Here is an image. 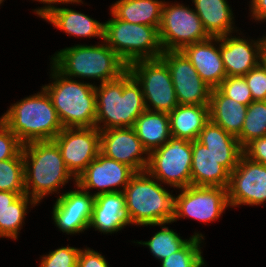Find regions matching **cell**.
<instances>
[{
  "mask_svg": "<svg viewBox=\"0 0 266 267\" xmlns=\"http://www.w3.org/2000/svg\"><path fill=\"white\" fill-rule=\"evenodd\" d=\"M95 92V127L99 130L133 127L146 110L141 85L128 70L117 79L95 86Z\"/></svg>",
  "mask_w": 266,
  "mask_h": 267,
  "instance_id": "1",
  "label": "cell"
},
{
  "mask_svg": "<svg viewBox=\"0 0 266 267\" xmlns=\"http://www.w3.org/2000/svg\"><path fill=\"white\" fill-rule=\"evenodd\" d=\"M25 194L37 204L73 178L53 140L23 144Z\"/></svg>",
  "mask_w": 266,
  "mask_h": 267,
  "instance_id": "2",
  "label": "cell"
},
{
  "mask_svg": "<svg viewBox=\"0 0 266 267\" xmlns=\"http://www.w3.org/2000/svg\"><path fill=\"white\" fill-rule=\"evenodd\" d=\"M0 120L23 144L53 140L63 129L57 111L43 88L35 95L12 104Z\"/></svg>",
  "mask_w": 266,
  "mask_h": 267,
  "instance_id": "3",
  "label": "cell"
},
{
  "mask_svg": "<svg viewBox=\"0 0 266 267\" xmlns=\"http://www.w3.org/2000/svg\"><path fill=\"white\" fill-rule=\"evenodd\" d=\"M158 182L147 171L136 172L122 190L130 225L172 223L175 196Z\"/></svg>",
  "mask_w": 266,
  "mask_h": 267,
  "instance_id": "4",
  "label": "cell"
},
{
  "mask_svg": "<svg viewBox=\"0 0 266 267\" xmlns=\"http://www.w3.org/2000/svg\"><path fill=\"white\" fill-rule=\"evenodd\" d=\"M51 64L68 78H90L101 83L117 79L128 70V65L105 43L75 45L51 57Z\"/></svg>",
  "mask_w": 266,
  "mask_h": 267,
  "instance_id": "5",
  "label": "cell"
},
{
  "mask_svg": "<svg viewBox=\"0 0 266 267\" xmlns=\"http://www.w3.org/2000/svg\"><path fill=\"white\" fill-rule=\"evenodd\" d=\"M53 82L42 88L49 95L63 128L95 127V85L68 78L53 65Z\"/></svg>",
  "mask_w": 266,
  "mask_h": 267,
  "instance_id": "6",
  "label": "cell"
},
{
  "mask_svg": "<svg viewBox=\"0 0 266 267\" xmlns=\"http://www.w3.org/2000/svg\"><path fill=\"white\" fill-rule=\"evenodd\" d=\"M112 17L104 23L103 41L127 65L137 60L157 59L163 53L156 27Z\"/></svg>",
  "mask_w": 266,
  "mask_h": 267,
  "instance_id": "7",
  "label": "cell"
},
{
  "mask_svg": "<svg viewBox=\"0 0 266 267\" xmlns=\"http://www.w3.org/2000/svg\"><path fill=\"white\" fill-rule=\"evenodd\" d=\"M192 142L171 136L149 153L146 171L163 184L183 189L191 186Z\"/></svg>",
  "mask_w": 266,
  "mask_h": 267,
  "instance_id": "8",
  "label": "cell"
},
{
  "mask_svg": "<svg viewBox=\"0 0 266 267\" xmlns=\"http://www.w3.org/2000/svg\"><path fill=\"white\" fill-rule=\"evenodd\" d=\"M128 71L141 85L147 110L170 113L179 105L170 70L161 58L137 60Z\"/></svg>",
  "mask_w": 266,
  "mask_h": 267,
  "instance_id": "9",
  "label": "cell"
},
{
  "mask_svg": "<svg viewBox=\"0 0 266 267\" xmlns=\"http://www.w3.org/2000/svg\"><path fill=\"white\" fill-rule=\"evenodd\" d=\"M158 31L163 51H181L192 43L210 38L195 10L165 1Z\"/></svg>",
  "mask_w": 266,
  "mask_h": 267,
  "instance_id": "10",
  "label": "cell"
},
{
  "mask_svg": "<svg viewBox=\"0 0 266 267\" xmlns=\"http://www.w3.org/2000/svg\"><path fill=\"white\" fill-rule=\"evenodd\" d=\"M174 197V216L172 223L180 217H190L199 222H214L230 206L227 188L210 186H188L180 189Z\"/></svg>",
  "mask_w": 266,
  "mask_h": 267,
  "instance_id": "11",
  "label": "cell"
},
{
  "mask_svg": "<svg viewBox=\"0 0 266 267\" xmlns=\"http://www.w3.org/2000/svg\"><path fill=\"white\" fill-rule=\"evenodd\" d=\"M53 141L75 179L100 152V130L97 127L63 128Z\"/></svg>",
  "mask_w": 266,
  "mask_h": 267,
  "instance_id": "12",
  "label": "cell"
},
{
  "mask_svg": "<svg viewBox=\"0 0 266 267\" xmlns=\"http://www.w3.org/2000/svg\"><path fill=\"white\" fill-rule=\"evenodd\" d=\"M160 58L170 70L179 105H209L212 88L181 51H163Z\"/></svg>",
  "mask_w": 266,
  "mask_h": 267,
  "instance_id": "13",
  "label": "cell"
},
{
  "mask_svg": "<svg viewBox=\"0 0 266 267\" xmlns=\"http://www.w3.org/2000/svg\"><path fill=\"white\" fill-rule=\"evenodd\" d=\"M227 194L231 207L263 205L266 202V165L242 155L230 173Z\"/></svg>",
  "mask_w": 266,
  "mask_h": 267,
  "instance_id": "14",
  "label": "cell"
},
{
  "mask_svg": "<svg viewBox=\"0 0 266 267\" xmlns=\"http://www.w3.org/2000/svg\"><path fill=\"white\" fill-rule=\"evenodd\" d=\"M100 152L135 172L146 171L149 162V153L132 127L100 130Z\"/></svg>",
  "mask_w": 266,
  "mask_h": 267,
  "instance_id": "15",
  "label": "cell"
},
{
  "mask_svg": "<svg viewBox=\"0 0 266 267\" xmlns=\"http://www.w3.org/2000/svg\"><path fill=\"white\" fill-rule=\"evenodd\" d=\"M70 190L58 196L53 206L52 217L55 225L66 234H77L89 229L95 196L83 190Z\"/></svg>",
  "mask_w": 266,
  "mask_h": 267,
  "instance_id": "16",
  "label": "cell"
},
{
  "mask_svg": "<svg viewBox=\"0 0 266 267\" xmlns=\"http://www.w3.org/2000/svg\"><path fill=\"white\" fill-rule=\"evenodd\" d=\"M135 173L128 165L113 160L99 152L98 156L76 179V184L85 191L99 188L100 190L94 193V196L110 192H120L122 190L119 187H122L124 190Z\"/></svg>",
  "mask_w": 266,
  "mask_h": 267,
  "instance_id": "17",
  "label": "cell"
},
{
  "mask_svg": "<svg viewBox=\"0 0 266 267\" xmlns=\"http://www.w3.org/2000/svg\"><path fill=\"white\" fill-rule=\"evenodd\" d=\"M219 47H215V43ZM181 52L189 59L202 80L212 89L217 88L227 77L220 54V37L192 43Z\"/></svg>",
  "mask_w": 266,
  "mask_h": 267,
  "instance_id": "18",
  "label": "cell"
},
{
  "mask_svg": "<svg viewBox=\"0 0 266 267\" xmlns=\"http://www.w3.org/2000/svg\"><path fill=\"white\" fill-rule=\"evenodd\" d=\"M251 41L232 34L220 37V54L227 77L245 76L260 63V39Z\"/></svg>",
  "mask_w": 266,
  "mask_h": 267,
  "instance_id": "19",
  "label": "cell"
},
{
  "mask_svg": "<svg viewBox=\"0 0 266 267\" xmlns=\"http://www.w3.org/2000/svg\"><path fill=\"white\" fill-rule=\"evenodd\" d=\"M127 225L130 223L126 211L125 196L122 191L95 196L89 228L93 227L103 234H112Z\"/></svg>",
  "mask_w": 266,
  "mask_h": 267,
  "instance_id": "20",
  "label": "cell"
},
{
  "mask_svg": "<svg viewBox=\"0 0 266 267\" xmlns=\"http://www.w3.org/2000/svg\"><path fill=\"white\" fill-rule=\"evenodd\" d=\"M197 140L205 145L218 160L217 162L230 173L238 165L240 157L243 155V147L238 139L211 120L200 131Z\"/></svg>",
  "mask_w": 266,
  "mask_h": 267,
  "instance_id": "21",
  "label": "cell"
},
{
  "mask_svg": "<svg viewBox=\"0 0 266 267\" xmlns=\"http://www.w3.org/2000/svg\"><path fill=\"white\" fill-rule=\"evenodd\" d=\"M198 140L192 142L191 185L228 188L230 172Z\"/></svg>",
  "mask_w": 266,
  "mask_h": 267,
  "instance_id": "22",
  "label": "cell"
},
{
  "mask_svg": "<svg viewBox=\"0 0 266 267\" xmlns=\"http://www.w3.org/2000/svg\"><path fill=\"white\" fill-rule=\"evenodd\" d=\"M168 116L171 135L193 142L210 120L209 105H178Z\"/></svg>",
  "mask_w": 266,
  "mask_h": 267,
  "instance_id": "23",
  "label": "cell"
},
{
  "mask_svg": "<svg viewBox=\"0 0 266 267\" xmlns=\"http://www.w3.org/2000/svg\"><path fill=\"white\" fill-rule=\"evenodd\" d=\"M247 105L224 96L217 88L211 90L209 102L210 120L222 127L227 133L240 135L246 116Z\"/></svg>",
  "mask_w": 266,
  "mask_h": 267,
  "instance_id": "24",
  "label": "cell"
},
{
  "mask_svg": "<svg viewBox=\"0 0 266 267\" xmlns=\"http://www.w3.org/2000/svg\"><path fill=\"white\" fill-rule=\"evenodd\" d=\"M43 19L71 36L100 37L103 40L104 23L71 8L56 7Z\"/></svg>",
  "mask_w": 266,
  "mask_h": 267,
  "instance_id": "25",
  "label": "cell"
},
{
  "mask_svg": "<svg viewBox=\"0 0 266 267\" xmlns=\"http://www.w3.org/2000/svg\"><path fill=\"white\" fill-rule=\"evenodd\" d=\"M195 12L210 37L234 33L233 12L227 0H193Z\"/></svg>",
  "mask_w": 266,
  "mask_h": 267,
  "instance_id": "26",
  "label": "cell"
},
{
  "mask_svg": "<svg viewBox=\"0 0 266 267\" xmlns=\"http://www.w3.org/2000/svg\"><path fill=\"white\" fill-rule=\"evenodd\" d=\"M148 153L169 141L171 135L166 112L145 110L132 127Z\"/></svg>",
  "mask_w": 266,
  "mask_h": 267,
  "instance_id": "27",
  "label": "cell"
},
{
  "mask_svg": "<svg viewBox=\"0 0 266 267\" xmlns=\"http://www.w3.org/2000/svg\"><path fill=\"white\" fill-rule=\"evenodd\" d=\"M163 4L161 0H118L110 12L120 20L159 29Z\"/></svg>",
  "mask_w": 266,
  "mask_h": 267,
  "instance_id": "28",
  "label": "cell"
},
{
  "mask_svg": "<svg viewBox=\"0 0 266 267\" xmlns=\"http://www.w3.org/2000/svg\"><path fill=\"white\" fill-rule=\"evenodd\" d=\"M29 204L33 207L37 205L32 198L23 194L0 215V238L17 239L19 230L23 226Z\"/></svg>",
  "mask_w": 266,
  "mask_h": 267,
  "instance_id": "29",
  "label": "cell"
},
{
  "mask_svg": "<svg viewBox=\"0 0 266 267\" xmlns=\"http://www.w3.org/2000/svg\"><path fill=\"white\" fill-rule=\"evenodd\" d=\"M263 136H266V101H253L247 107L243 127L237 139L244 147L251 140Z\"/></svg>",
  "mask_w": 266,
  "mask_h": 267,
  "instance_id": "30",
  "label": "cell"
},
{
  "mask_svg": "<svg viewBox=\"0 0 266 267\" xmlns=\"http://www.w3.org/2000/svg\"><path fill=\"white\" fill-rule=\"evenodd\" d=\"M165 224H158L162 229L156 232L150 240L143 242L134 241V243L147 246L153 256L160 261L177 252L189 241L188 239H181L176 232L166 227Z\"/></svg>",
  "mask_w": 266,
  "mask_h": 267,
  "instance_id": "31",
  "label": "cell"
},
{
  "mask_svg": "<svg viewBox=\"0 0 266 267\" xmlns=\"http://www.w3.org/2000/svg\"><path fill=\"white\" fill-rule=\"evenodd\" d=\"M203 237L195 232L181 249L161 260V267H203L205 262L200 247Z\"/></svg>",
  "mask_w": 266,
  "mask_h": 267,
  "instance_id": "32",
  "label": "cell"
},
{
  "mask_svg": "<svg viewBox=\"0 0 266 267\" xmlns=\"http://www.w3.org/2000/svg\"><path fill=\"white\" fill-rule=\"evenodd\" d=\"M0 191L25 193L22 151L15 158L0 161Z\"/></svg>",
  "mask_w": 266,
  "mask_h": 267,
  "instance_id": "33",
  "label": "cell"
},
{
  "mask_svg": "<svg viewBox=\"0 0 266 267\" xmlns=\"http://www.w3.org/2000/svg\"><path fill=\"white\" fill-rule=\"evenodd\" d=\"M217 89L226 97L237 101L243 105L253 102L251 91L246 83L244 76H228Z\"/></svg>",
  "mask_w": 266,
  "mask_h": 267,
  "instance_id": "34",
  "label": "cell"
},
{
  "mask_svg": "<svg viewBox=\"0 0 266 267\" xmlns=\"http://www.w3.org/2000/svg\"><path fill=\"white\" fill-rule=\"evenodd\" d=\"M80 248L66 247L50 251L48 255L42 256L40 267H77V259Z\"/></svg>",
  "mask_w": 266,
  "mask_h": 267,
  "instance_id": "35",
  "label": "cell"
},
{
  "mask_svg": "<svg viewBox=\"0 0 266 267\" xmlns=\"http://www.w3.org/2000/svg\"><path fill=\"white\" fill-rule=\"evenodd\" d=\"M23 148V143L0 120V161L15 158Z\"/></svg>",
  "mask_w": 266,
  "mask_h": 267,
  "instance_id": "36",
  "label": "cell"
},
{
  "mask_svg": "<svg viewBox=\"0 0 266 267\" xmlns=\"http://www.w3.org/2000/svg\"><path fill=\"white\" fill-rule=\"evenodd\" d=\"M253 101H266V69L259 63L245 76Z\"/></svg>",
  "mask_w": 266,
  "mask_h": 267,
  "instance_id": "37",
  "label": "cell"
},
{
  "mask_svg": "<svg viewBox=\"0 0 266 267\" xmlns=\"http://www.w3.org/2000/svg\"><path fill=\"white\" fill-rule=\"evenodd\" d=\"M243 155L254 162L266 165V136L247 143L243 147Z\"/></svg>",
  "mask_w": 266,
  "mask_h": 267,
  "instance_id": "38",
  "label": "cell"
},
{
  "mask_svg": "<svg viewBox=\"0 0 266 267\" xmlns=\"http://www.w3.org/2000/svg\"><path fill=\"white\" fill-rule=\"evenodd\" d=\"M77 267H109V265L99 252L86 248L79 252Z\"/></svg>",
  "mask_w": 266,
  "mask_h": 267,
  "instance_id": "39",
  "label": "cell"
},
{
  "mask_svg": "<svg viewBox=\"0 0 266 267\" xmlns=\"http://www.w3.org/2000/svg\"><path fill=\"white\" fill-rule=\"evenodd\" d=\"M39 2H42L43 4H48L47 6H43V7H40L38 9H35L34 12L39 16L41 17L42 19L47 15L49 14L52 10H54L56 7L55 5H52V4H72V3H83L82 0H37Z\"/></svg>",
  "mask_w": 266,
  "mask_h": 267,
  "instance_id": "40",
  "label": "cell"
},
{
  "mask_svg": "<svg viewBox=\"0 0 266 267\" xmlns=\"http://www.w3.org/2000/svg\"><path fill=\"white\" fill-rule=\"evenodd\" d=\"M249 5H251V17L255 21H266V0H252Z\"/></svg>",
  "mask_w": 266,
  "mask_h": 267,
  "instance_id": "41",
  "label": "cell"
},
{
  "mask_svg": "<svg viewBox=\"0 0 266 267\" xmlns=\"http://www.w3.org/2000/svg\"><path fill=\"white\" fill-rule=\"evenodd\" d=\"M23 194L25 193L0 191V215L8 208L10 204L15 202Z\"/></svg>",
  "mask_w": 266,
  "mask_h": 267,
  "instance_id": "42",
  "label": "cell"
},
{
  "mask_svg": "<svg viewBox=\"0 0 266 267\" xmlns=\"http://www.w3.org/2000/svg\"><path fill=\"white\" fill-rule=\"evenodd\" d=\"M260 63L266 69V36L260 38Z\"/></svg>",
  "mask_w": 266,
  "mask_h": 267,
  "instance_id": "43",
  "label": "cell"
}]
</instances>
